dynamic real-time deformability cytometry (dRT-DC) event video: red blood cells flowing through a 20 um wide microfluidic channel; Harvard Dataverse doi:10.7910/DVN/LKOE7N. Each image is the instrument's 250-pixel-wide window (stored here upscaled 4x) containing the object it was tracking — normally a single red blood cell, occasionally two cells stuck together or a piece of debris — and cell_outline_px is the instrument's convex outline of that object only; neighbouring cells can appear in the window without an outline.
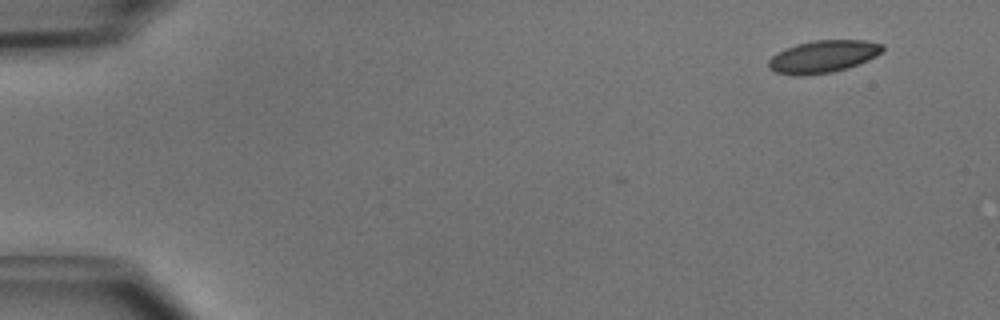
{"species": "common noctule bat (a hibernating species)", "species_latin": "Nyctalus noctula", "temperature_condition": "cold", "stored_images_in_passage": 5, "camera_frame_rate_fps": 3000, "um_per_image_px": 0.085, "animal": {"sex": "male", "body_mass_g": 15.6}, "frame": {"image": 1, "passage_image": 1, "time_ms": 0.0, "image_size_px": [1000, 320], "cell_outline_px": [[884, 48], [876, 56], [868, 60], [848, 68], [832, 72], [800, 76], [776, 72], [768, 68], [768, 60], [772, 56], [784, 48], [796, 44], [816, 40], [864, 40], [884, 44]], "centroid_in_image_um": [69.95, 4.8], "position_along_channel_um": 15.0, "area_um2": 21.5}}